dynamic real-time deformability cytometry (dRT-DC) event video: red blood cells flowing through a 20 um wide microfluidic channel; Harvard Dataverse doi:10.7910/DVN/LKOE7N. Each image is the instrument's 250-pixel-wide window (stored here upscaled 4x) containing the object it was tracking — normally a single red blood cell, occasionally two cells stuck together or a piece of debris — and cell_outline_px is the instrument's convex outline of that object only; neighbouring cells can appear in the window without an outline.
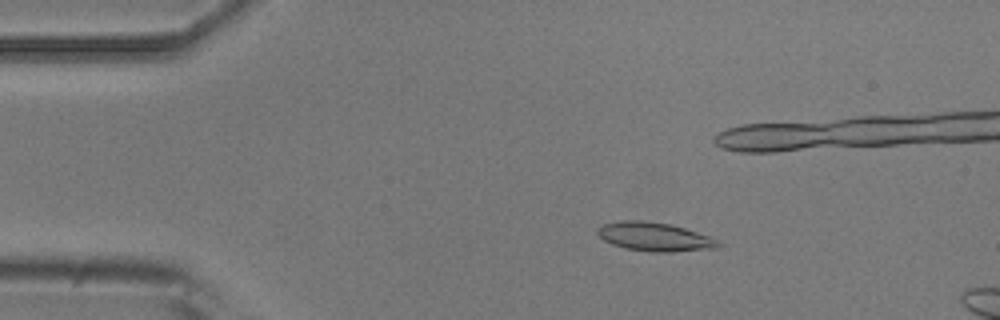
{"species": "common noctule bat (a hibernating species)", "species_latin": "Nyctalus noctula", "temperature_condition": "room temperature", "stored_images_in_passage": 5, "camera_frame_rate_fps": 3000, "um_per_image_px": 0.085, "animal": {"sex": "male", "body_mass_g": 20.5, "forearm_length_mm": 52.5}, "frame": {"image": 1, "passage_image": 3, "time_ms": 2.333, "image_size_px": [1000, 320], "cell_outline_px": [[720, 244], [716, 248], [672, 252], [652, 252], [624, 248], [612, 244], [604, 240], [596, 232], [596, 228], [604, 224], [620, 220], [640, 220], [672, 224], [720, 240]], "centroid_in_image_um": [55.62, 20.12], "position_along_channel_um": 29.4, "area_um2": 20.23}}